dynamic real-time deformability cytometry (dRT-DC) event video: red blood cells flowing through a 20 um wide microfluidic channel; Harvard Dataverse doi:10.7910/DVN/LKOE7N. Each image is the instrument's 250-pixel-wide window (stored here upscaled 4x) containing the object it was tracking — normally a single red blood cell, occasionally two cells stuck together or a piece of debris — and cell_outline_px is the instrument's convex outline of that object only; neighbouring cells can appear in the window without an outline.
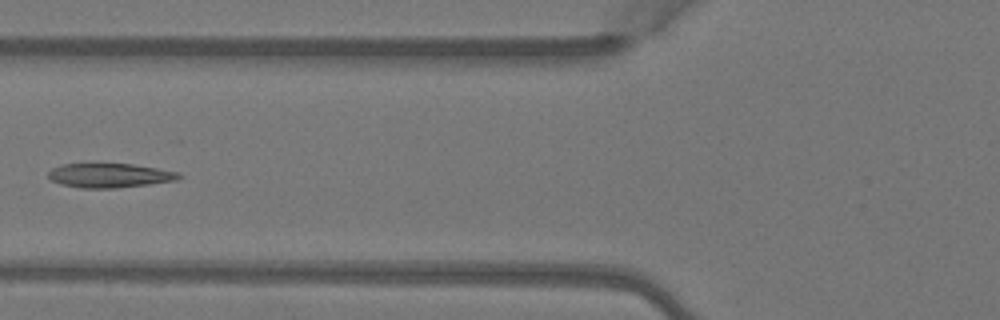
{"species": "Egyptian fruit bat (a non-hibernating species)", "species_latin": "Rousettus aegyptiacus", "temperature_condition": "warm", "stored_images_in_passage": 5, "camera_frame_rate_fps": 3000, "um_per_image_px": 0.085, "animal": {"sex": "female"}, "frame": {"image": 1, "passage_image": 5, "time_ms": 1.333, "image_size_px": [1000, 320], "cell_outline_px": [[184, 176], [176, 180], [148, 184], [116, 188], [80, 188], [60, 184], [52, 180], [48, 176], [48, 172], [52, 168], [60, 164], [92, 160], [132, 164], [180, 172]], "centroid_in_image_um": [9.25, 14.86], "position_along_channel_um": 116.5, "area_um2": 19.48}}